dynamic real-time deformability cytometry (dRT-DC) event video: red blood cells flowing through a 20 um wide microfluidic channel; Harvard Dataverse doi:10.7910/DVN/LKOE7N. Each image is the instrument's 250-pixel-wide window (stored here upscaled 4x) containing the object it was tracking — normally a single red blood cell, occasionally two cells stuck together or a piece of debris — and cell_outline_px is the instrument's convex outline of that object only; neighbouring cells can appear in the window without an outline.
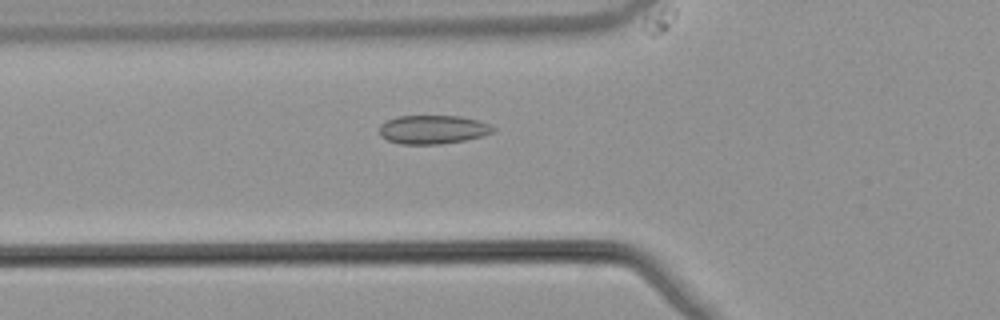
{"species": "common noctule bat (a hibernating species)", "species_latin": "Nyctalus noctula", "temperature_condition": "warm", "stored_images_in_passage": 53, "camera_frame_rate_fps": 3000, "um_per_image_px": 0.085, "animal": {"sex": "male", "body_mass_g": 21.5, "forearm_length_mm": 52.0}, "frame": {"image": 1, "passage_image": 19, "time_ms": 6.0, "image_size_px": [1000, 320], "cell_outline_px": [[496, 132], [484, 136], [464, 140], [440, 144], [400, 144], [388, 140], [380, 136], [380, 124], [396, 116], [460, 116], [492, 124], [496, 128]], "centroid_in_image_um": [36.84, 11.01], "position_along_channel_um": 89.0, "area_um2": 19.19}}
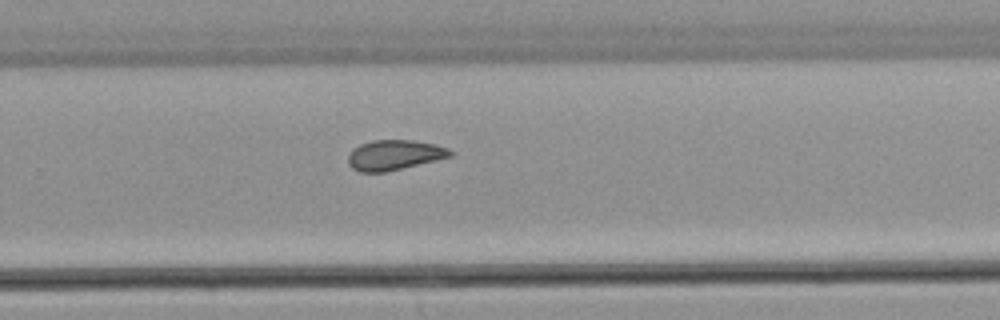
{"frame": {"image": 2, "passage_image": 35, "time_ms": 11.333, "image_size_px": [1000, 320], "cell_outline_px": [[452, 156], [436, 160], [384, 172], [360, 172], [352, 168], [348, 164], [348, 156], [352, 148], [360, 144], [372, 140], [412, 140], [432, 144], [448, 148], [452, 152]], "centroid_in_image_um": [33.47, 13.17], "position_along_channel_um": 296.3, "area_um2": 17.74}}
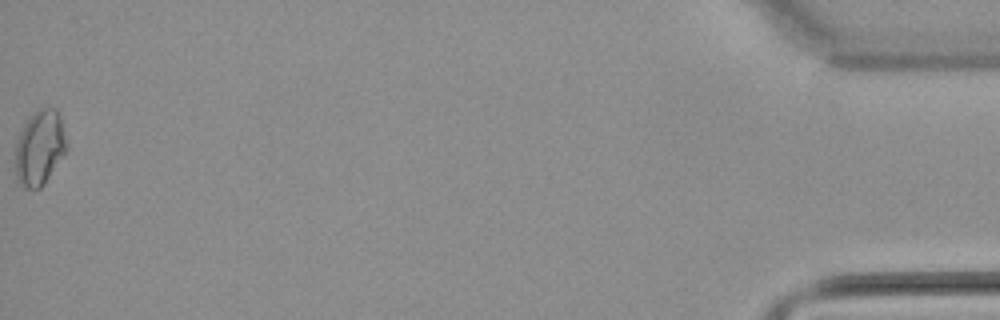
{"frame": {"image": 3, "passage_image": 53, "time_ms": 17.333, "image_size_px": [1000, 320], "cell_outline_px": [[64, 152], [44, 184], [40, 188], [24, 188], [20, 184], [16, 176], [16, 140], [28, 116], [40, 108], [56, 108], [60, 116], [64, 140]], "centroid_in_image_um": [3.32, 12.54], "position_along_channel_um": 431.9, "area_um2": 21.73}, "authors_computed_cell_mechanics": {"area_um2": 18.8428, "velocity_mm_per_s": 3.8886, "shape_relaxation_time_tau1_ms": null, "shape_relaxation_time_tau2_ms": 3.1702, "deformation_change_tau1": null, "deformation_change_tau2": 0.073}}